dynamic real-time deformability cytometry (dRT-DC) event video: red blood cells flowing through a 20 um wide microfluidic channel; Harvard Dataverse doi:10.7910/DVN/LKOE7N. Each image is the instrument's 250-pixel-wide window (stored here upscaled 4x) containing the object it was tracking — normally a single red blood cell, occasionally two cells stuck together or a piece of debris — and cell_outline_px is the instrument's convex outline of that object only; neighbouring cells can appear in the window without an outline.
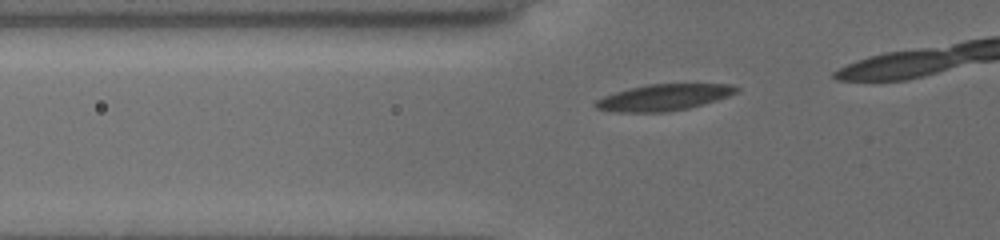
{"species": "common noctule bat (a hibernating species)", "species_latin": "Nyctalus noctula", "temperature_condition": "cold", "stored_images_in_passage": 11, "camera_frame_rate_fps": 3000, "um_per_image_px": 0.085, "animal": {"sex": "female", "body_mass_g": 19.5, "forearm_length_mm": 54.1}, "frame": {"image": 1, "passage_image": 5, "time_ms": 1.333, "image_size_px": [1000, 240], "cell_outline_px": [[740, 88], [736, 92], [728, 96], [716, 100], [688, 108], [664, 112], [608, 112], [596, 108], [592, 104], [596, 100], [604, 96], [628, 88], [648, 84], [732, 84]], "centroid_in_image_um": [56.37, 8.28], "position_along_channel_um": 69.4, "area_um2": 21.62}}
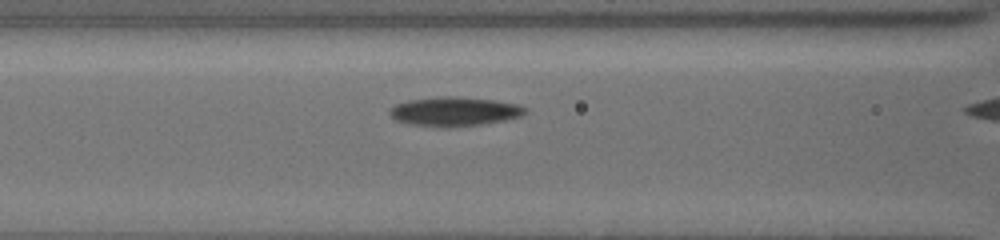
{"frame": {"image": 2, "passage_image": 10, "time_ms": 3.0, "image_size_px": [1000, 240], "cell_outline_px": [[528, 112], [520, 116], [504, 120], [484, 124], [448, 128], [412, 124], [396, 120], [388, 112], [388, 108], [396, 104], [408, 100], [444, 96], [456, 96], [496, 100], [520, 104], [528, 108]], "centroid_in_image_um": [38.66, 9.47], "position_along_channel_um": 127.9, "area_um2": 23.29}}